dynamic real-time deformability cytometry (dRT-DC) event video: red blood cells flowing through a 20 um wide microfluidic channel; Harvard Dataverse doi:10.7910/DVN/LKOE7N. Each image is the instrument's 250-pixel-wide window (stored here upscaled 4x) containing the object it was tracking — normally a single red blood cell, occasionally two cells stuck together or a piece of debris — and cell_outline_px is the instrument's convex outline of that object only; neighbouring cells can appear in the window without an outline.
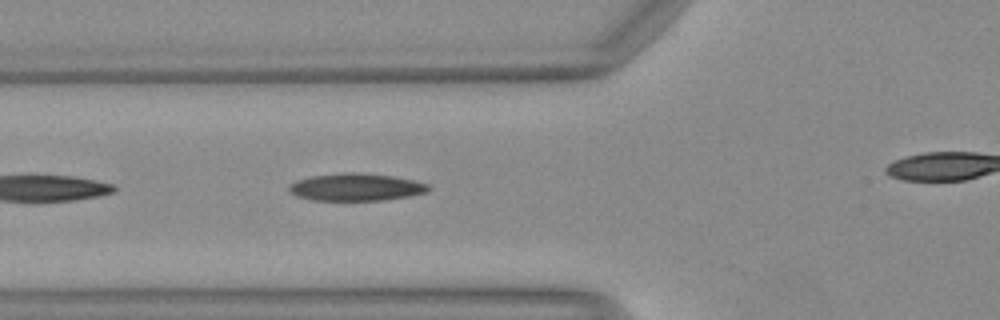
{"species": "Egyptian fruit bat (a non-hibernating species)", "species_latin": "Rousettus aegyptiacus", "temperature_condition": "warm", "stored_images_in_passage": 20, "camera_frame_rate_fps": 3000, "um_per_image_px": 0.085, "animal": {"sex": "female"}, "frame": {"image": 1, "passage_image": 4, "time_ms": 1.0, "image_size_px": [1000, 320], "cell_outline_px": [[428, 192], [408, 196], [384, 200], [312, 200], [296, 196], [288, 192], [288, 184], [296, 180], [312, 176], [344, 172], [356, 172], [392, 176], [412, 180], [428, 184]], "centroid_in_image_um": [30.19, 15.9], "position_along_channel_um": 95.6, "area_um2": 22.25}}